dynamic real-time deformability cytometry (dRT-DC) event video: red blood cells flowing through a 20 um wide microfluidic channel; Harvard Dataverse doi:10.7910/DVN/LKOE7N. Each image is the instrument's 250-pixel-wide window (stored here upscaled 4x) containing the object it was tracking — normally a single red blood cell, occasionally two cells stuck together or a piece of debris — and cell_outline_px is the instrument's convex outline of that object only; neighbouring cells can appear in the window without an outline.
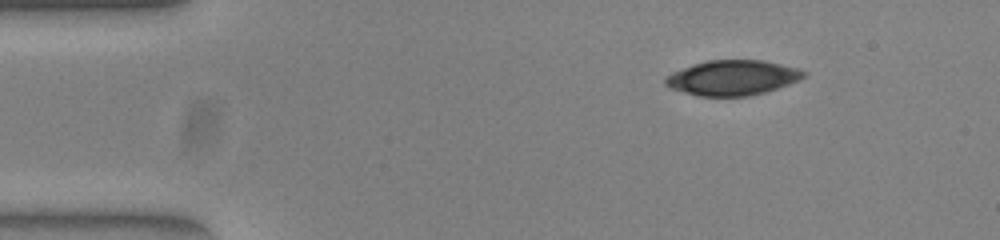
{"species": "common noctule bat (a hibernating species)", "species_latin": "Nyctalus noctula", "temperature_condition": "warm", "stored_images_in_passage": 46, "camera_frame_rate_fps": 3000, "um_per_image_px": 0.085, "animal": {"sex": "female", "body_mass_g": 23.0, "forearm_length_mm": 53.4}, "frame": {"image": 1, "passage_image": 1, "time_ms": 0.0, "image_size_px": [1000, 240], "cell_outline_px": [[808, 72], [804, 76], [788, 84], [764, 92], [748, 96], [700, 96], [672, 88], [664, 84], [664, 80], [672, 72], [708, 60], [760, 60], [796, 68]], "centroid_in_image_um": [62.25, 6.61], "position_along_channel_um": 22.7, "area_um2": 27.57}}
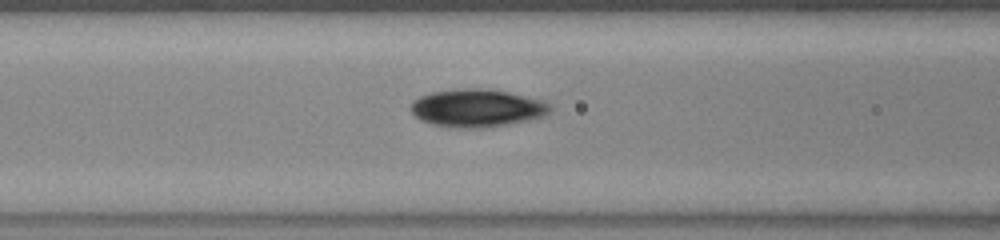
{"frame": {"image": 2, "passage_image": 15, "time_ms": 4.667, "image_size_px": [1000, 240], "cell_outline_px": [[552, 108], [548, 112], [540, 116], [508, 124], [484, 128], [456, 128], [432, 124], [420, 120], [412, 112], [412, 100], [420, 96], [432, 92], [464, 88], [476, 88], [508, 92], [540, 100], [548, 104]], "centroid_in_image_um": [40.48, 9.19], "position_along_channel_um": 126.1, "area_um2": 30.17}}
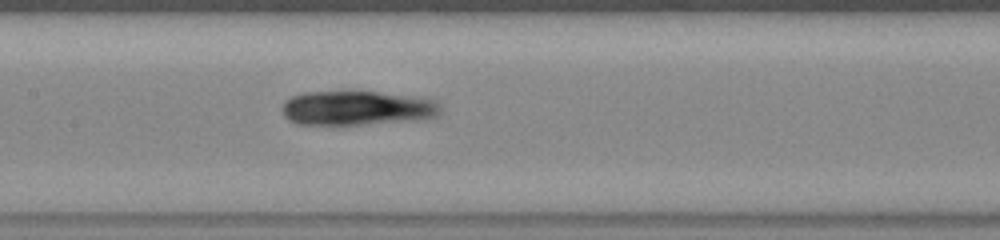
{"frame": {"image": 3, "passage_image": 19, "time_ms": 6.0, "image_size_px": [1000, 240], "cell_outline_px": [[440, 112], [436, 116], [360, 124], [300, 124], [288, 120], [284, 116], [284, 100], [292, 96], [304, 92], [376, 92], [436, 100], [440, 104]], "centroid_in_image_um": [30.27, 9.17], "position_along_channel_um": 177.1, "area_um2": 30.69}}